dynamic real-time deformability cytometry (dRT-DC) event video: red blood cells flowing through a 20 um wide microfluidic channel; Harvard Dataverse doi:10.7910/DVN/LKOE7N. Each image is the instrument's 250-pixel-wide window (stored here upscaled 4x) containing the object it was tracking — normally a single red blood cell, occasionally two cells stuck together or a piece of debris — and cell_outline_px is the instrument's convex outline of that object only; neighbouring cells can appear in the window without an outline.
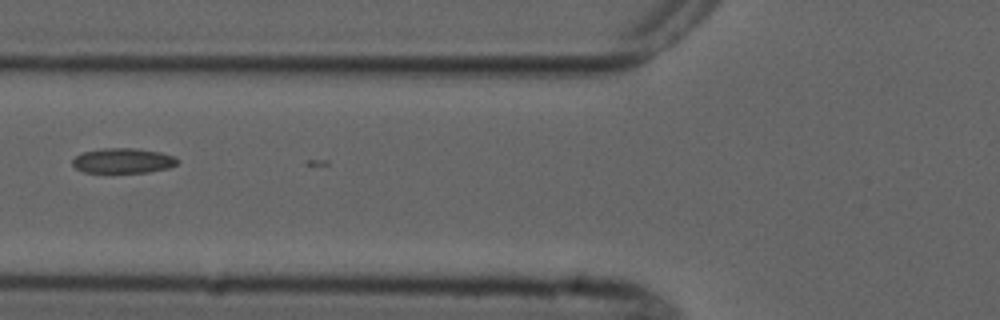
{"species": "common noctule bat (a hibernating species)", "species_latin": "Nyctalus noctula", "temperature_condition": "cold", "stored_images_in_passage": 2, "camera_frame_rate_fps": 3000, "um_per_image_px": 0.085, "animal": {"sex": "male", "forearm_length_mm": 52.5}, "frame": {"image": 1, "passage_image": 2, "time_ms": 1.0, "image_size_px": [1000, 320], "cell_outline_px": [[180, 160], [176, 164], [168, 168], [148, 172], [84, 172], [76, 168], [72, 164], [72, 160], [76, 156], [84, 152], [104, 148], [136, 148], [160, 152], [172, 156]], "centroid_in_image_um": [10.46, 13.65], "position_along_channel_um": 115.3, "area_um2": 15.14}}